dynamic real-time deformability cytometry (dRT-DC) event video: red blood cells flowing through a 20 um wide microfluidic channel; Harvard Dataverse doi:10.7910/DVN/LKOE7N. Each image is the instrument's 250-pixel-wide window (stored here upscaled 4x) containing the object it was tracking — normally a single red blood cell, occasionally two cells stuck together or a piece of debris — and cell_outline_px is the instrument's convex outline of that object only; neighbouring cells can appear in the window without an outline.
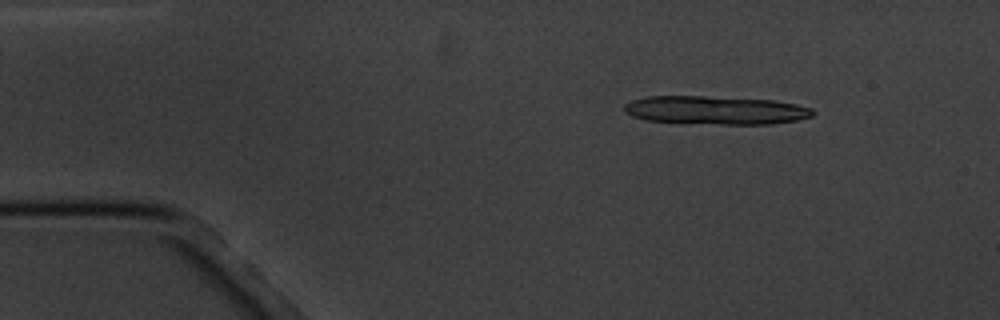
{"species": "common noctule bat (a hibernating species)", "species_latin": "Nyctalus noctula", "temperature_condition": "cold", "stored_images_in_passage": 9, "camera_frame_rate_fps": 3000, "um_per_image_px": 0.085, "animal": {"sex": "male", "body_mass_g": 20.1, "forearm_length_mm": 53.5}, "frame": {"image": 1, "passage_image": 2, "time_ms": 1.333, "image_size_px": [1000, 320], "cell_outline_px": [[816, 112], [812, 116], [796, 120], [772, 124], [720, 124], [648, 120], [632, 116], [624, 112], [624, 104], [632, 100], [648, 96], [704, 96], [772, 100], [796, 104], [812, 108]], "centroid_in_image_um": [60.84, 9.36], "position_along_channel_um": 24.2, "area_um2": 31.04}}
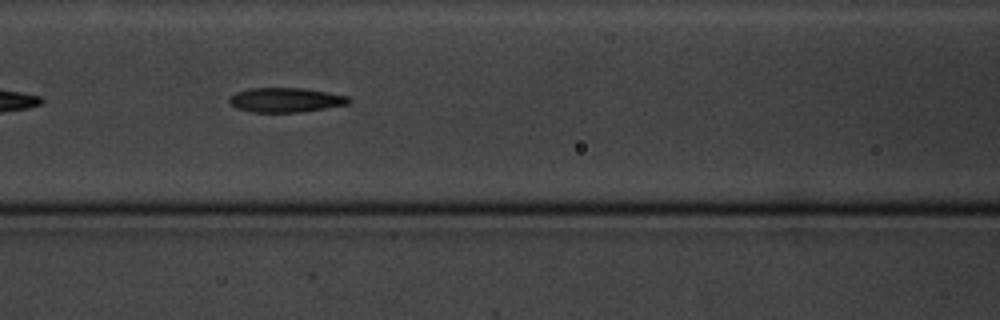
{"frame": {"image": 2, "passage_image": 7, "time_ms": 7.0, "image_size_px": [1000, 320], "cell_outline_px": [[352, 100], [348, 104], [300, 112], [252, 112], [236, 108], [228, 100], [236, 92], [248, 88], [304, 88], [328, 92], [348, 96]], "centroid_in_image_um": [24.29, 8.49], "position_along_channel_um": 142.3, "area_um2": 16.99}}
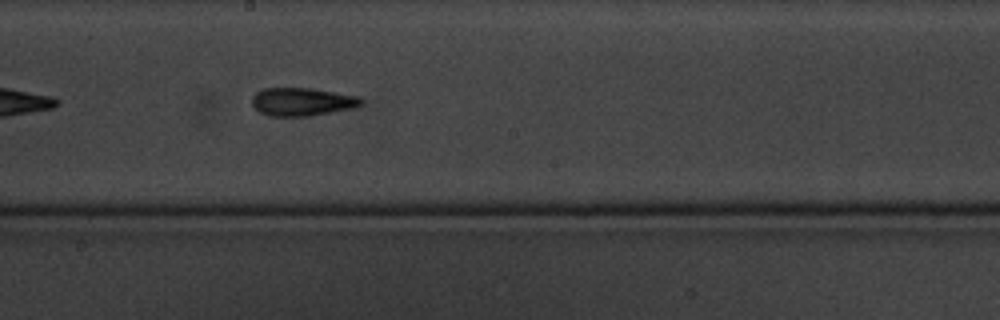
{"frame": {"image": 3, "passage_image": 9, "time_ms": 9.333, "image_size_px": [1000, 320], "cell_outline_px": [[364, 100], [360, 104], [352, 108], [308, 116], [268, 116], [260, 112], [252, 104], [252, 96], [256, 92], [264, 88], [312, 88], [360, 96]], "centroid_in_image_um": [25.67, 8.64], "position_along_channel_um": 222.5, "area_um2": 17.86}}